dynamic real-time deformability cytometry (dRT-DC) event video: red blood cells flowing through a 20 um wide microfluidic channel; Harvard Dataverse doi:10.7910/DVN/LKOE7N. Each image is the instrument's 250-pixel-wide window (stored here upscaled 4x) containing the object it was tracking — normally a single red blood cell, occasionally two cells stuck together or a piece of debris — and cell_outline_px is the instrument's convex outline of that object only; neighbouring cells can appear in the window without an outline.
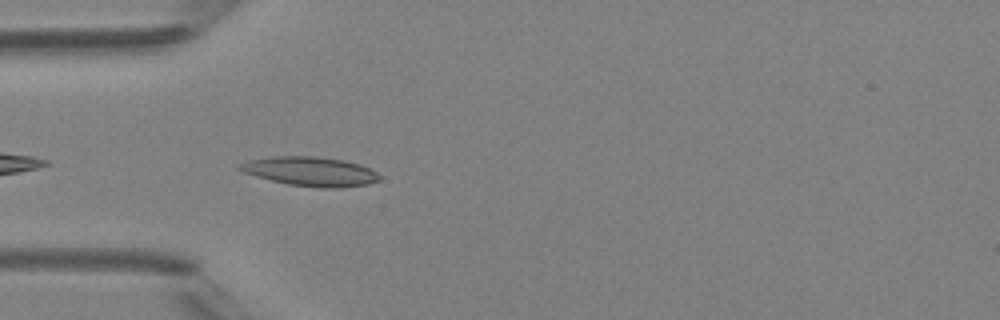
{"species": "Egyptian fruit bat (a non-hibernating species)", "species_latin": "Rousettus aegyptiacus", "temperature_condition": "room temperature", "stored_images_in_passage": 3, "camera_frame_rate_fps": 3000, "um_per_image_px": 0.085, "animal": {"sex": "female"}, "frame": {"image": 1, "passage_image": 3, "time_ms": 3.333, "image_size_px": [1000, 320], "cell_outline_px": [[380, 180], [368, 184], [340, 188], [320, 188], [288, 184], [256, 176], [244, 172], [236, 168], [236, 164], [248, 160], [272, 156], [316, 156], [344, 160], [360, 164], [376, 172], [380, 176]], "centroid_in_image_um": [26.37, 14.57], "position_along_channel_um": 58.6, "area_um2": 23.93}}